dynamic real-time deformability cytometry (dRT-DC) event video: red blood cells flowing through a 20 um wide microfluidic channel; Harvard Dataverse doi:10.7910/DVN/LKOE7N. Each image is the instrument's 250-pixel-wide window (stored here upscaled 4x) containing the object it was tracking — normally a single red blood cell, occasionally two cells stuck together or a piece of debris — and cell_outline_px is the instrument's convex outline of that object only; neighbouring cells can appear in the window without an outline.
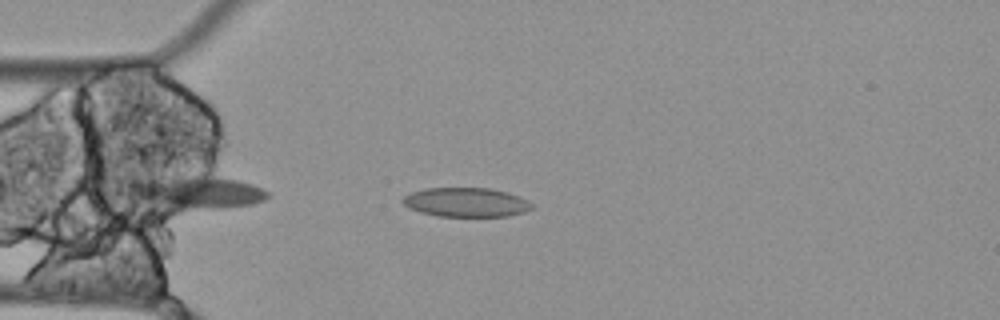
{"species": "Egyptian fruit bat (a non-hibernating species)", "species_latin": "Rousettus aegyptiacus", "temperature_condition": "cold", "stored_images_in_passage": 44, "camera_frame_rate_fps": 3000, "um_per_image_px": 0.085, "animal": {"sex": "female"}, "frame": {"image": 1, "passage_image": 2, "time_ms": 0.333, "image_size_px": [1000, 320], "cell_outline_px": [[532, 208], [524, 212], [508, 216], [436, 216], [420, 212], [408, 208], [400, 200], [404, 196], [412, 192], [428, 188], [488, 188], [508, 192], [520, 196], [528, 200], [532, 204]], "centroid_in_image_um": [39.61, 17.19], "position_along_channel_um": 45.4, "area_um2": 22.02}}
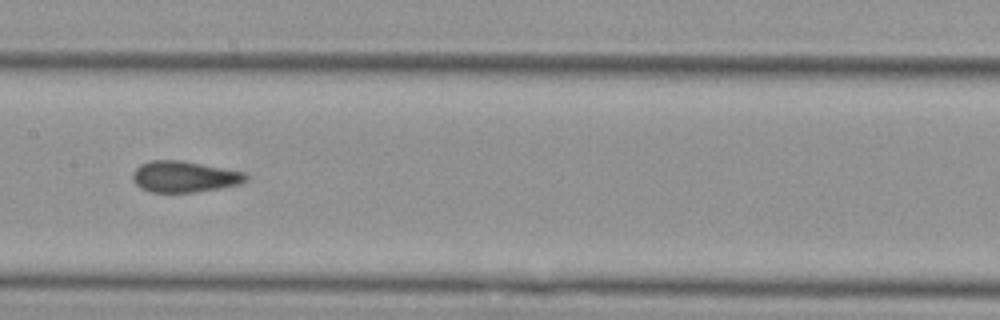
{"frame": {"image": 2, "passage_image": 15, "time_ms": 4.667, "image_size_px": [1000, 320], "cell_outline_px": [[248, 180], [240, 184], [192, 192], [152, 192], [140, 188], [132, 180], [132, 172], [140, 164], [152, 160], [184, 160], [244, 172], [248, 176]], "centroid_in_image_um": [15.64, 15.0], "position_along_channel_um": 191.8, "area_um2": 20.58}}
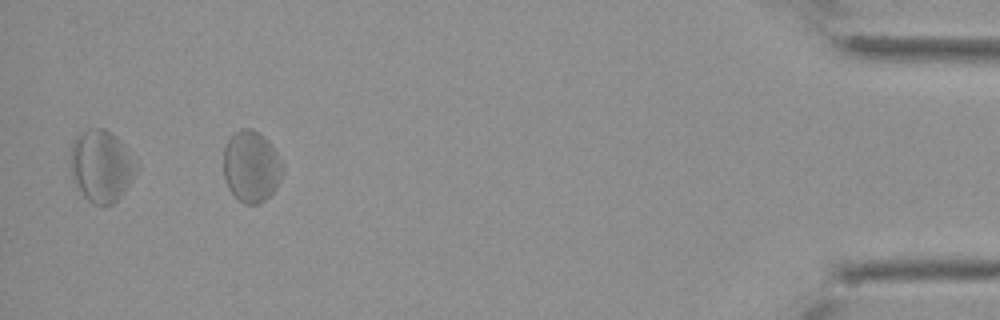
{"frame": {"image": 3, "passage_image": 40, "time_ms": 13.0, "image_size_px": [1000, 320], "cell_outline_px": [[284, 168], [280, 180], [276, 188], [260, 204], [244, 204], [228, 188], [224, 176], [224, 148], [228, 140], [240, 128], [252, 128], [264, 136], [268, 140], [276, 152]], "centroid_in_image_um": [21.36, 14.14], "position_along_channel_um": 413.8, "area_um2": 24.51}, "authors_computed_cell_mechanics": {"area_um2": 22.253, "velocity_mm_per_s": 3.446, "shape_relaxation_time_tau1_ms": 0.1809, "shape_relaxation_time_tau2_ms": 1.9265, "deformation_change_tau1": null, "deformation_change_tau2": 0.097}}